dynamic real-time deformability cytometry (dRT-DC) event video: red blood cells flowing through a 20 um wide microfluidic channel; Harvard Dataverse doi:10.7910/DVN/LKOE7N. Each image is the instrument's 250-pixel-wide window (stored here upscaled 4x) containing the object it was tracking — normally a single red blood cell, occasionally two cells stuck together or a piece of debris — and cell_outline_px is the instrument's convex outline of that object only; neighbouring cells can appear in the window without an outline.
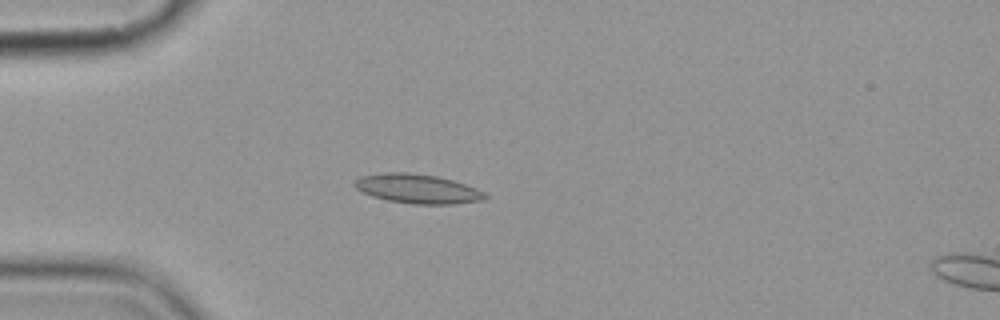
{"species": "common noctule bat (a hibernating species)", "species_latin": "Nyctalus noctula", "temperature_condition": "cold", "stored_images_in_passage": 5, "camera_frame_rate_fps": 3000, "um_per_image_px": 0.085, "animal": {"sex": "female", "body_mass_g": 19.9}, "frame": {"image": 1, "passage_image": 4, "time_ms": 4.333, "image_size_px": [1000, 320], "cell_outline_px": [[488, 196], [480, 200], [456, 204], [412, 204], [388, 200], [372, 196], [356, 188], [352, 184], [360, 176], [380, 172], [408, 172], [436, 176], [452, 180], [476, 188], [484, 192]], "centroid_in_image_um": [35.46, 16.04], "position_along_channel_um": 49.5, "area_um2": 22.2}}